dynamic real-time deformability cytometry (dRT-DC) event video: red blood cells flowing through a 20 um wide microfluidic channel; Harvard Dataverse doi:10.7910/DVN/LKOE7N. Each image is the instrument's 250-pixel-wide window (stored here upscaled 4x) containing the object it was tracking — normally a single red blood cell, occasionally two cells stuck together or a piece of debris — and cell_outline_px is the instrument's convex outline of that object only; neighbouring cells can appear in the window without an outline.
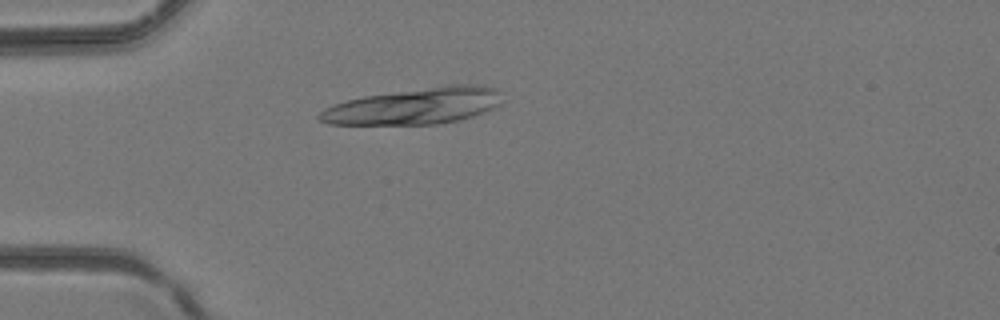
{"species": "common noctule bat (a hibernating species)", "species_latin": "Nyctalus noctula", "temperature_condition": "room temperature", "stored_images_in_passage": 41, "camera_frame_rate_fps": 3000, "um_per_image_px": 0.085, "animal": {"sex": "female", "body_mass_g": 24.6, "forearm_length_mm": 56.2}, "frame": {"image": 1, "passage_image": 12, "time_ms": 3.667, "image_size_px": [1000, 320], "cell_outline_px": [[504, 104], [496, 108], [460, 120], [436, 124], [328, 124], [320, 120], [316, 116], [324, 108], [348, 100], [364, 96], [448, 84], [480, 84], [500, 88]], "centroid_in_image_um": [35.36, 9.0], "position_along_channel_um": 49.6, "area_um2": 39.07}}